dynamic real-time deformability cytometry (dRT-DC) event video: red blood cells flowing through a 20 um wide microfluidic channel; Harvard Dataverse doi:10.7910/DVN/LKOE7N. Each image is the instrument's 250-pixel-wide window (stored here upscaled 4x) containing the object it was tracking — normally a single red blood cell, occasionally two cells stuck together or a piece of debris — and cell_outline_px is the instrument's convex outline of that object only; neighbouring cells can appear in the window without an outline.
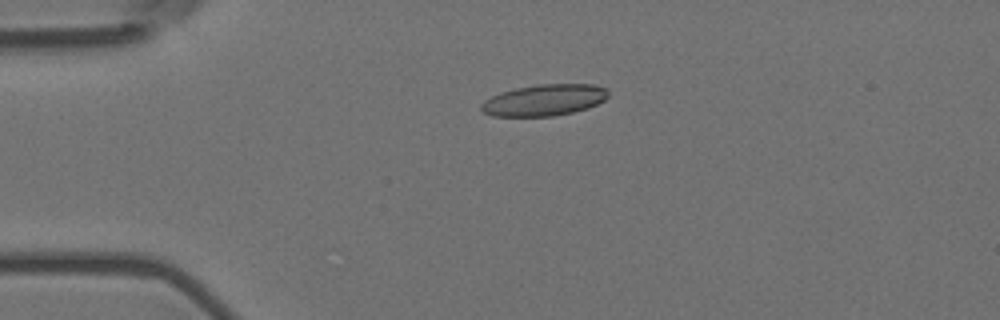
{"species": "Egyptian fruit bat (a non-hibernating species)", "species_latin": "Rousettus aegyptiacus", "temperature_condition": "room temperature", "stored_images_in_passage": 4, "camera_frame_rate_fps": 3000, "um_per_image_px": 0.085, "animal": {"sex": "female"}, "frame": {"image": 1, "passage_image": 4, "time_ms": 1.0, "image_size_px": [1000, 320], "cell_outline_px": [[608, 96], [604, 100], [588, 108], [572, 112], [552, 116], [492, 116], [484, 112], [480, 108], [480, 104], [484, 100], [500, 92], [516, 88], [540, 84], [592, 84], [604, 88], [608, 92]], "centroid_in_image_um": [46.23, 8.51], "position_along_channel_um": 38.8, "area_um2": 23.12}}